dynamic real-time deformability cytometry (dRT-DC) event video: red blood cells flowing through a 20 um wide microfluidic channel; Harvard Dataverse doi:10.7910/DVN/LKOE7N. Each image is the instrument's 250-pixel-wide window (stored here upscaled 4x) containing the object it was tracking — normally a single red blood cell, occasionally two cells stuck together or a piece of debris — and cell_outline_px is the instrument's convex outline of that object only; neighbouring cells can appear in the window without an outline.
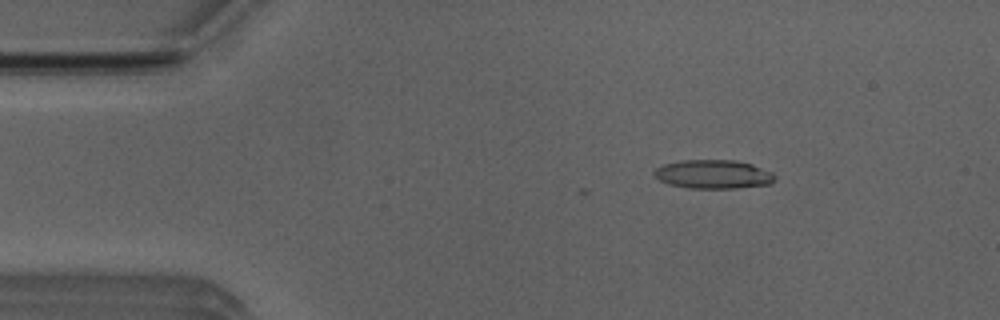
{"species": "Egyptian fruit bat (a non-hibernating species)", "species_latin": "Rousettus aegyptiacus", "temperature_condition": "room temperature", "stored_images_in_passage": 14, "camera_frame_rate_fps": 3000, "um_per_image_px": 0.085, "animal": {"sex": "male"}, "frame": {"image": 1, "passage_image": 8, "time_ms": 2.333, "image_size_px": [1000, 320], "cell_outline_px": [[776, 180], [772, 184], [736, 188], [688, 188], [668, 184], [660, 180], [652, 172], [656, 168], [664, 164], [684, 160], [736, 160], [752, 164], [772, 172], [776, 176]], "centroid_in_image_um": [60.67, 14.81], "position_along_channel_um": 24.3, "area_um2": 20.35}}